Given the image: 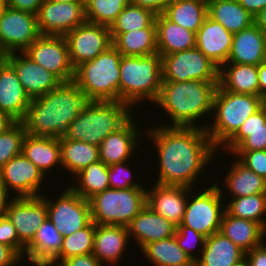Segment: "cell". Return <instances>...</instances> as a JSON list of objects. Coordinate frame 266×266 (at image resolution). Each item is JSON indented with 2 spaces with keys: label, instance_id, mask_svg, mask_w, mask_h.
I'll use <instances>...</instances> for the list:
<instances>
[{
  "label": "cell",
  "instance_id": "cell-11",
  "mask_svg": "<svg viewBox=\"0 0 266 266\" xmlns=\"http://www.w3.org/2000/svg\"><path fill=\"white\" fill-rule=\"evenodd\" d=\"M67 187L56 201L41 193L46 201L48 219L63 236H69L92 222L89 200Z\"/></svg>",
  "mask_w": 266,
  "mask_h": 266
},
{
  "label": "cell",
  "instance_id": "cell-61",
  "mask_svg": "<svg viewBox=\"0 0 266 266\" xmlns=\"http://www.w3.org/2000/svg\"><path fill=\"white\" fill-rule=\"evenodd\" d=\"M234 266H248L246 260L244 259L242 262L238 263L237 265Z\"/></svg>",
  "mask_w": 266,
  "mask_h": 266
},
{
  "label": "cell",
  "instance_id": "cell-30",
  "mask_svg": "<svg viewBox=\"0 0 266 266\" xmlns=\"http://www.w3.org/2000/svg\"><path fill=\"white\" fill-rule=\"evenodd\" d=\"M219 232L245 253L260 245L266 230L257 222L236 218L224 211Z\"/></svg>",
  "mask_w": 266,
  "mask_h": 266
},
{
  "label": "cell",
  "instance_id": "cell-56",
  "mask_svg": "<svg viewBox=\"0 0 266 266\" xmlns=\"http://www.w3.org/2000/svg\"><path fill=\"white\" fill-rule=\"evenodd\" d=\"M259 96L266 101V61L258 65Z\"/></svg>",
  "mask_w": 266,
  "mask_h": 266
},
{
  "label": "cell",
  "instance_id": "cell-33",
  "mask_svg": "<svg viewBox=\"0 0 266 266\" xmlns=\"http://www.w3.org/2000/svg\"><path fill=\"white\" fill-rule=\"evenodd\" d=\"M208 16L231 33L254 24L252 16L237 0H208Z\"/></svg>",
  "mask_w": 266,
  "mask_h": 266
},
{
  "label": "cell",
  "instance_id": "cell-1",
  "mask_svg": "<svg viewBox=\"0 0 266 266\" xmlns=\"http://www.w3.org/2000/svg\"><path fill=\"white\" fill-rule=\"evenodd\" d=\"M162 125L145 131L159 155V178L155 183L194 189L200 172L211 165L218 149L206 129Z\"/></svg>",
  "mask_w": 266,
  "mask_h": 266
},
{
  "label": "cell",
  "instance_id": "cell-5",
  "mask_svg": "<svg viewBox=\"0 0 266 266\" xmlns=\"http://www.w3.org/2000/svg\"><path fill=\"white\" fill-rule=\"evenodd\" d=\"M264 104L259 95L233 93L217 86L213 98L214 122L200 127L206 129L212 144L219 149Z\"/></svg>",
  "mask_w": 266,
  "mask_h": 266
},
{
  "label": "cell",
  "instance_id": "cell-48",
  "mask_svg": "<svg viewBox=\"0 0 266 266\" xmlns=\"http://www.w3.org/2000/svg\"><path fill=\"white\" fill-rule=\"evenodd\" d=\"M0 243L11 247L22 259L25 245L19 240L16 229L7 215L0 217Z\"/></svg>",
  "mask_w": 266,
  "mask_h": 266
},
{
  "label": "cell",
  "instance_id": "cell-41",
  "mask_svg": "<svg viewBox=\"0 0 266 266\" xmlns=\"http://www.w3.org/2000/svg\"><path fill=\"white\" fill-rule=\"evenodd\" d=\"M95 227L96 224L92 221L87 227L69 236H63L60 252L48 265L57 266L61 261L70 257L91 254L93 252Z\"/></svg>",
  "mask_w": 266,
  "mask_h": 266
},
{
  "label": "cell",
  "instance_id": "cell-27",
  "mask_svg": "<svg viewBox=\"0 0 266 266\" xmlns=\"http://www.w3.org/2000/svg\"><path fill=\"white\" fill-rule=\"evenodd\" d=\"M157 53L169 55L196 47V33L170 21L164 14L155 17Z\"/></svg>",
  "mask_w": 266,
  "mask_h": 266
},
{
  "label": "cell",
  "instance_id": "cell-35",
  "mask_svg": "<svg viewBox=\"0 0 266 266\" xmlns=\"http://www.w3.org/2000/svg\"><path fill=\"white\" fill-rule=\"evenodd\" d=\"M110 34L113 46L124 56H149L157 53L156 28Z\"/></svg>",
  "mask_w": 266,
  "mask_h": 266
},
{
  "label": "cell",
  "instance_id": "cell-59",
  "mask_svg": "<svg viewBox=\"0 0 266 266\" xmlns=\"http://www.w3.org/2000/svg\"><path fill=\"white\" fill-rule=\"evenodd\" d=\"M51 2H73V3H85V0H49Z\"/></svg>",
  "mask_w": 266,
  "mask_h": 266
},
{
  "label": "cell",
  "instance_id": "cell-7",
  "mask_svg": "<svg viewBox=\"0 0 266 266\" xmlns=\"http://www.w3.org/2000/svg\"><path fill=\"white\" fill-rule=\"evenodd\" d=\"M122 54L112 45L74 69L73 81L93 101H119Z\"/></svg>",
  "mask_w": 266,
  "mask_h": 266
},
{
  "label": "cell",
  "instance_id": "cell-3",
  "mask_svg": "<svg viewBox=\"0 0 266 266\" xmlns=\"http://www.w3.org/2000/svg\"><path fill=\"white\" fill-rule=\"evenodd\" d=\"M217 86L218 82L202 80L162 82L155 104L171 119V125H165L198 127V120L209 117V113L213 112V98Z\"/></svg>",
  "mask_w": 266,
  "mask_h": 266
},
{
  "label": "cell",
  "instance_id": "cell-40",
  "mask_svg": "<svg viewBox=\"0 0 266 266\" xmlns=\"http://www.w3.org/2000/svg\"><path fill=\"white\" fill-rule=\"evenodd\" d=\"M224 207L229 215L257 222L266 230V193L232 198Z\"/></svg>",
  "mask_w": 266,
  "mask_h": 266
},
{
  "label": "cell",
  "instance_id": "cell-13",
  "mask_svg": "<svg viewBox=\"0 0 266 266\" xmlns=\"http://www.w3.org/2000/svg\"><path fill=\"white\" fill-rule=\"evenodd\" d=\"M24 53L62 82L73 81L74 68L65 36L40 35Z\"/></svg>",
  "mask_w": 266,
  "mask_h": 266
},
{
  "label": "cell",
  "instance_id": "cell-21",
  "mask_svg": "<svg viewBox=\"0 0 266 266\" xmlns=\"http://www.w3.org/2000/svg\"><path fill=\"white\" fill-rule=\"evenodd\" d=\"M139 129L132 116L121 128L110 133L99 145L100 160L108 166L129 161L140 143Z\"/></svg>",
  "mask_w": 266,
  "mask_h": 266
},
{
  "label": "cell",
  "instance_id": "cell-16",
  "mask_svg": "<svg viewBox=\"0 0 266 266\" xmlns=\"http://www.w3.org/2000/svg\"><path fill=\"white\" fill-rule=\"evenodd\" d=\"M44 174L27 159L22 153L10 159L0 169V181L7 190H14L15 197H35L41 196L40 191L43 185ZM10 189V190H9Z\"/></svg>",
  "mask_w": 266,
  "mask_h": 266
},
{
  "label": "cell",
  "instance_id": "cell-29",
  "mask_svg": "<svg viewBox=\"0 0 266 266\" xmlns=\"http://www.w3.org/2000/svg\"><path fill=\"white\" fill-rule=\"evenodd\" d=\"M62 241L63 235L47 218L25 247V258L32 265L49 264L60 252Z\"/></svg>",
  "mask_w": 266,
  "mask_h": 266
},
{
  "label": "cell",
  "instance_id": "cell-62",
  "mask_svg": "<svg viewBox=\"0 0 266 266\" xmlns=\"http://www.w3.org/2000/svg\"><path fill=\"white\" fill-rule=\"evenodd\" d=\"M35 266H51V265H48V264H40V265H35Z\"/></svg>",
  "mask_w": 266,
  "mask_h": 266
},
{
  "label": "cell",
  "instance_id": "cell-20",
  "mask_svg": "<svg viewBox=\"0 0 266 266\" xmlns=\"http://www.w3.org/2000/svg\"><path fill=\"white\" fill-rule=\"evenodd\" d=\"M187 195L188 187L155 183L151 189L147 187L146 204L153 211L178 226L184 217Z\"/></svg>",
  "mask_w": 266,
  "mask_h": 266
},
{
  "label": "cell",
  "instance_id": "cell-36",
  "mask_svg": "<svg viewBox=\"0 0 266 266\" xmlns=\"http://www.w3.org/2000/svg\"><path fill=\"white\" fill-rule=\"evenodd\" d=\"M233 162L224 177V184L227 186L225 188L229 190L232 198L266 193V180L263 177L248 169L238 159Z\"/></svg>",
  "mask_w": 266,
  "mask_h": 266
},
{
  "label": "cell",
  "instance_id": "cell-32",
  "mask_svg": "<svg viewBox=\"0 0 266 266\" xmlns=\"http://www.w3.org/2000/svg\"><path fill=\"white\" fill-rule=\"evenodd\" d=\"M218 86L233 93L259 95L258 66L224 63L219 68Z\"/></svg>",
  "mask_w": 266,
  "mask_h": 266
},
{
  "label": "cell",
  "instance_id": "cell-4",
  "mask_svg": "<svg viewBox=\"0 0 266 266\" xmlns=\"http://www.w3.org/2000/svg\"><path fill=\"white\" fill-rule=\"evenodd\" d=\"M161 56H121L119 101L130 107L146 101L155 103L162 86Z\"/></svg>",
  "mask_w": 266,
  "mask_h": 266
},
{
  "label": "cell",
  "instance_id": "cell-6",
  "mask_svg": "<svg viewBox=\"0 0 266 266\" xmlns=\"http://www.w3.org/2000/svg\"><path fill=\"white\" fill-rule=\"evenodd\" d=\"M130 109L121 101H94L72 121L63 137L99 147L110 133L117 131L132 117L134 111Z\"/></svg>",
  "mask_w": 266,
  "mask_h": 266
},
{
  "label": "cell",
  "instance_id": "cell-42",
  "mask_svg": "<svg viewBox=\"0 0 266 266\" xmlns=\"http://www.w3.org/2000/svg\"><path fill=\"white\" fill-rule=\"evenodd\" d=\"M155 17L151 10L128 4L111 24L110 33H124L144 28H156Z\"/></svg>",
  "mask_w": 266,
  "mask_h": 266
},
{
  "label": "cell",
  "instance_id": "cell-24",
  "mask_svg": "<svg viewBox=\"0 0 266 266\" xmlns=\"http://www.w3.org/2000/svg\"><path fill=\"white\" fill-rule=\"evenodd\" d=\"M129 241L126 226L96 224L92 254L104 266H115L123 257Z\"/></svg>",
  "mask_w": 266,
  "mask_h": 266
},
{
  "label": "cell",
  "instance_id": "cell-28",
  "mask_svg": "<svg viewBox=\"0 0 266 266\" xmlns=\"http://www.w3.org/2000/svg\"><path fill=\"white\" fill-rule=\"evenodd\" d=\"M194 266H234L245 259V252L220 232L207 237Z\"/></svg>",
  "mask_w": 266,
  "mask_h": 266
},
{
  "label": "cell",
  "instance_id": "cell-12",
  "mask_svg": "<svg viewBox=\"0 0 266 266\" xmlns=\"http://www.w3.org/2000/svg\"><path fill=\"white\" fill-rule=\"evenodd\" d=\"M39 36L37 15L5 6L0 16V56L24 52Z\"/></svg>",
  "mask_w": 266,
  "mask_h": 266
},
{
  "label": "cell",
  "instance_id": "cell-57",
  "mask_svg": "<svg viewBox=\"0 0 266 266\" xmlns=\"http://www.w3.org/2000/svg\"><path fill=\"white\" fill-rule=\"evenodd\" d=\"M16 121L11 118L7 113L0 110V133L6 131Z\"/></svg>",
  "mask_w": 266,
  "mask_h": 266
},
{
  "label": "cell",
  "instance_id": "cell-58",
  "mask_svg": "<svg viewBox=\"0 0 266 266\" xmlns=\"http://www.w3.org/2000/svg\"><path fill=\"white\" fill-rule=\"evenodd\" d=\"M254 23L266 35V7L254 17Z\"/></svg>",
  "mask_w": 266,
  "mask_h": 266
},
{
  "label": "cell",
  "instance_id": "cell-47",
  "mask_svg": "<svg viewBox=\"0 0 266 266\" xmlns=\"http://www.w3.org/2000/svg\"><path fill=\"white\" fill-rule=\"evenodd\" d=\"M243 165L266 180V150L232 151Z\"/></svg>",
  "mask_w": 266,
  "mask_h": 266
},
{
  "label": "cell",
  "instance_id": "cell-14",
  "mask_svg": "<svg viewBox=\"0 0 266 266\" xmlns=\"http://www.w3.org/2000/svg\"><path fill=\"white\" fill-rule=\"evenodd\" d=\"M70 62L75 69L113 45L110 28L85 21L66 35Z\"/></svg>",
  "mask_w": 266,
  "mask_h": 266
},
{
  "label": "cell",
  "instance_id": "cell-51",
  "mask_svg": "<svg viewBox=\"0 0 266 266\" xmlns=\"http://www.w3.org/2000/svg\"><path fill=\"white\" fill-rule=\"evenodd\" d=\"M45 0H5L6 6L37 15Z\"/></svg>",
  "mask_w": 266,
  "mask_h": 266
},
{
  "label": "cell",
  "instance_id": "cell-44",
  "mask_svg": "<svg viewBox=\"0 0 266 266\" xmlns=\"http://www.w3.org/2000/svg\"><path fill=\"white\" fill-rule=\"evenodd\" d=\"M26 134L22 122H15L0 133V169L10 159L22 153V142Z\"/></svg>",
  "mask_w": 266,
  "mask_h": 266
},
{
  "label": "cell",
  "instance_id": "cell-45",
  "mask_svg": "<svg viewBox=\"0 0 266 266\" xmlns=\"http://www.w3.org/2000/svg\"><path fill=\"white\" fill-rule=\"evenodd\" d=\"M174 236L178 246L195 262L199 256L195 255L193 250L200 245L201 248L197 252L202 253L206 237L186 226H177Z\"/></svg>",
  "mask_w": 266,
  "mask_h": 266
},
{
  "label": "cell",
  "instance_id": "cell-50",
  "mask_svg": "<svg viewBox=\"0 0 266 266\" xmlns=\"http://www.w3.org/2000/svg\"><path fill=\"white\" fill-rule=\"evenodd\" d=\"M57 266H103V264L91 253L70 257Z\"/></svg>",
  "mask_w": 266,
  "mask_h": 266
},
{
  "label": "cell",
  "instance_id": "cell-25",
  "mask_svg": "<svg viewBox=\"0 0 266 266\" xmlns=\"http://www.w3.org/2000/svg\"><path fill=\"white\" fill-rule=\"evenodd\" d=\"M266 35L254 23L233 34L227 63L256 65L265 61Z\"/></svg>",
  "mask_w": 266,
  "mask_h": 266
},
{
  "label": "cell",
  "instance_id": "cell-22",
  "mask_svg": "<svg viewBox=\"0 0 266 266\" xmlns=\"http://www.w3.org/2000/svg\"><path fill=\"white\" fill-rule=\"evenodd\" d=\"M196 47L218 68L227 63L231 51L233 33L209 16L196 32Z\"/></svg>",
  "mask_w": 266,
  "mask_h": 266
},
{
  "label": "cell",
  "instance_id": "cell-9",
  "mask_svg": "<svg viewBox=\"0 0 266 266\" xmlns=\"http://www.w3.org/2000/svg\"><path fill=\"white\" fill-rule=\"evenodd\" d=\"M218 184L215 182L212 186L202 189L203 191H197L199 193L188 188V198L191 200H187L182 223L178 226L192 228L206 238L219 232L225 200Z\"/></svg>",
  "mask_w": 266,
  "mask_h": 266
},
{
  "label": "cell",
  "instance_id": "cell-60",
  "mask_svg": "<svg viewBox=\"0 0 266 266\" xmlns=\"http://www.w3.org/2000/svg\"><path fill=\"white\" fill-rule=\"evenodd\" d=\"M5 6H6L5 0H0V16Z\"/></svg>",
  "mask_w": 266,
  "mask_h": 266
},
{
  "label": "cell",
  "instance_id": "cell-26",
  "mask_svg": "<svg viewBox=\"0 0 266 266\" xmlns=\"http://www.w3.org/2000/svg\"><path fill=\"white\" fill-rule=\"evenodd\" d=\"M221 149L228 154L232 151L266 150V104L248 117Z\"/></svg>",
  "mask_w": 266,
  "mask_h": 266
},
{
  "label": "cell",
  "instance_id": "cell-19",
  "mask_svg": "<svg viewBox=\"0 0 266 266\" xmlns=\"http://www.w3.org/2000/svg\"><path fill=\"white\" fill-rule=\"evenodd\" d=\"M31 98L25 92L13 66L0 56V110L21 122Z\"/></svg>",
  "mask_w": 266,
  "mask_h": 266
},
{
  "label": "cell",
  "instance_id": "cell-18",
  "mask_svg": "<svg viewBox=\"0 0 266 266\" xmlns=\"http://www.w3.org/2000/svg\"><path fill=\"white\" fill-rule=\"evenodd\" d=\"M3 57L15 69L22 87L30 98L44 95L62 83L56 75L38 65L24 52H12Z\"/></svg>",
  "mask_w": 266,
  "mask_h": 266
},
{
  "label": "cell",
  "instance_id": "cell-37",
  "mask_svg": "<svg viewBox=\"0 0 266 266\" xmlns=\"http://www.w3.org/2000/svg\"><path fill=\"white\" fill-rule=\"evenodd\" d=\"M163 14L170 21L196 33L208 16L207 0H173Z\"/></svg>",
  "mask_w": 266,
  "mask_h": 266
},
{
  "label": "cell",
  "instance_id": "cell-54",
  "mask_svg": "<svg viewBox=\"0 0 266 266\" xmlns=\"http://www.w3.org/2000/svg\"><path fill=\"white\" fill-rule=\"evenodd\" d=\"M252 16L266 7V0H237Z\"/></svg>",
  "mask_w": 266,
  "mask_h": 266
},
{
  "label": "cell",
  "instance_id": "cell-46",
  "mask_svg": "<svg viewBox=\"0 0 266 266\" xmlns=\"http://www.w3.org/2000/svg\"><path fill=\"white\" fill-rule=\"evenodd\" d=\"M125 161L108 166L109 187L112 189H127L135 187H144L141 183L133 181L132 169Z\"/></svg>",
  "mask_w": 266,
  "mask_h": 266
},
{
  "label": "cell",
  "instance_id": "cell-8",
  "mask_svg": "<svg viewBox=\"0 0 266 266\" xmlns=\"http://www.w3.org/2000/svg\"><path fill=\"white\" fill-rule=\"evenodd\" d=\"M95 224L128 226L147 203V188L105 189L89 199Z\"/></svg>",
  "mask_w": 266,
  "mask_h": 266
},
{
  "label": "cell",
  "instance_id": "cell-15",
  "mask_svg": "<svg viewBox=\"0 0 266 266\" xmlns=\"http://www.w3.org/2000/svg\"><path fill=\"white\" fill-rule=\"evenodd\" d=\"M85 3L51 2L45 0L37 13V26L40 35L65 36L83 24Z\"/></svg>",
  "mask_w": 266,
  "mask_h": 266
},
{
  "label": "cell",
  "instance_id": "cell-2",
  "mask_svg": "<svg viewBox=\"0 0 266 266\" xmlns=\"http://www.w3.org/2000/svg\"><path fill=\"white\" fill-rule=\"evenodd\" d=\"M93 102L74 81L62 82L48 93L31 98L21 122L29 135L61 138L72 121Z\"/></svg>",
  "mask_w": 266,
  "mask_h": 266
},
{
  "label": "cell",
  "instance_id": "cell-49",
  "mask_svg": "<svg viewBox=\"0 0 266 266\" xmlns=\"http://www.w3.org/2000/svg\"><path fill=\"white\" fill-rule=\"evenodd\" d=\"M264 243V244H263ZM248 266H266V242H263L245 253Z\"/></svg>",
  "mask_w": 266,
  "mask_h": 266
},
{
  "label": "cell",
  "instance_id": "cell-39",
  "mask_svg": "<svg viewBox=\"0 0 266 266\" xmlns=\"http://www.w3.org/2000/svg\"><path fill=\"white\" fill-rule=\"evenodd\" d=\"M74 178L76 184L72 183L69 187L82 198L89 200L97 193L103 192L109 187L108 165L101 160L90 164L80 171Z\"/></svg>",
  "mask_w": 266,
  "mask_h": 266
},
{
  "label": "cell",
  "instance_id": "cell-34",
  "mask_svg": "<svg viewBox=\"0 0 266 266\" xmlns=\"http://www.w3.org/2000/svg\"><path fill=\"white\" fill-rule=\"evenodd\" d=\"M61 165L75 176L90 164L100 160L99 147L82 140L59 138Z\"/></svg>",
  "mask_w": 266,
  "mask_h": 266
},
{
  "label": "cell",
  "instance_id": "cell-17",
  "mask_svg": "<svg viewBox=\"0 0 266 266\" xmlns=\"http://www.w3.org/2000/svg\"><path fill=\"white\" fill-rule=\"evenodd\" d=\"M7 217L14 225L19 240L27 246L47 217L46 201L41 196L15 197L9 204Z\"/></svg>",
  "mask_w": 266,
  "mask_h": 266
},
{
  "label": "cell",
  "instance_id": "cell-55",
  "mask_svg": "<svg viewBox=\"0 0 266 266\" xmlns=\"http://www.w3.org/2000/svg\"><path fill=\"white\" fill-rule=\"evenodd\" d=\"M9 193L6 186L0 181V217L6 215L7 208L12 201L11 198L13 197L10 196L9 198Z\"/></svg>",
  "mask_w": 266,
  "mask_h": 266
},
{
  "label": "cell",
  "instance_id": "cell-52",
  "mask_svg": "<svg viewBox=\"0 0 266 266\" xmlns=\"http://www.w3.org/2000/svg\"><path fill=\"white\" fill-rule=\"evenodd\" d=\"M173 0H131L132 4L147 8L151 10L154 14H163L166 7Z\"/></svg>",
  "mask_w": 266,
  "mask_h": 266
},
{
  "label": "cell",
  "instance_id": "cell-38",
  "mask_svg": "<svg viewBox=\"0 0 266 266\" xmlns=\"http://www.w3.org/2000/svg\"><path fill=\"white\" fill-rule=\"evenodd\" d=\"M141 251L152 266H194V261L178 246L175 236L148 243Z\"/></svg>",
  "mask_w": 266,
  "mask_h": 266
},
{
  "label": "cell",
  "instance_id": "cell-23",
  "mask_svg": "<svg viewBox=\"0 0 266 266\" xmlns=\"http://www.w3.org/2000/svg\"><path fill=\"white\" fill-rule=\"evenodd\" d=\"M127 228L129 239L134 237L137 244H139L138 249H142L148 243L174 236L177 226L153 211L146 204Z\"/></svg>",
  "mask_w": 266,
  "mask_h": 266
},
{
  "label": "cell",
  "instance_id": "cell-53",
  "mask_svg": "<svg viewBox=\"0 0 266 266\" xmlns=\"http://www.w3.org/2000/svg\"><path fill=\"white\" fill-rule=\"evenodd\" d=\"M21 257L9 246L0 243V266H15Z\"/></svg>",
  "mask_w": 266,
  "mask_h": 266
},
{
  "label": "cell",
  "instance_id": "cell-10",
  "mask_svg": "<svg viewBox=\"0 0 266 266\" xmlns=\"http://www.w3.org/2000/svg\"><path fill=\"white\" fill-rule=\"evenodd\" d=\"M160 56L163 82H218L219 68L197 47Z\"/></svg>",
  "mask_w": 266,
  "mask_h": 266
},
{
  "label": "cell",
  "instance_id": "cell-43",
  "mask_svg": "<svg viewBox=\"0 0 266 266\" xmlns=\"http://www.w3.org/2000/svg\"><path fill=\"white\" fill-rule=\"evenodd\" d=\"M131 0H85L87 22L110 27Z\"/></svg>",
  "mask_w": 266,
  "mask_h": 266
},
{
  "label": "cell",
  "instance_id": "cell-31",
  "mask_svg": "<svg viewBox=\"0 0 266 266\" xmlns=\"http://www.w3.org/2000/svg\"><path fill=\"white\" fill-rule=\"evenodd\" d=\"M22 154L33 162L45 177L55 166L62 168L59 138L26 134L22 142Z\"/></svg>",
  "mask_w": 266,
  "mask_h": 266
}]
</instances>
